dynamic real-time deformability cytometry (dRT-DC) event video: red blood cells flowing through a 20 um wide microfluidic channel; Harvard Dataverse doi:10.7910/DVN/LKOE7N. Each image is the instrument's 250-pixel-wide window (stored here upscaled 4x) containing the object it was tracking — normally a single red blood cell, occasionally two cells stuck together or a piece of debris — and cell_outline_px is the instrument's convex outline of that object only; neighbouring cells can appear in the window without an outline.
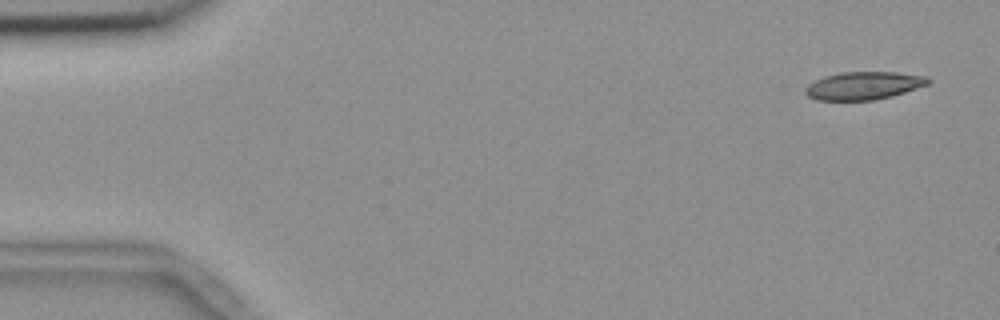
{"species": "common noctule bat (a hibernating species)", "species_latin": "Nyctalus noctula", "temperature_condition": "room temperature", "stored_images_in_passage": 5, "camera_frame_rate_fps": 3000, "um_per_image_px": 0.085, "animal": {"sex": "female", "body_mass_g": 18.4}, "frame": {"image": 1, "passage_image": 1, "time_ms": 0.0, "image_size_px": [1000, 320], "cell_outline_px": [[932, 80], [928, 84], [892, 96], [876, 100], [816, 100], [808, 96], [804, 92], [804, 88], [808, 84], [824, 76], [840, 72], [896, 72], [928, 76]], "centroid_in_image_um": [73.41, 7.27], "position_along_channel_um": 11.6, "area_um2": 20.06}}
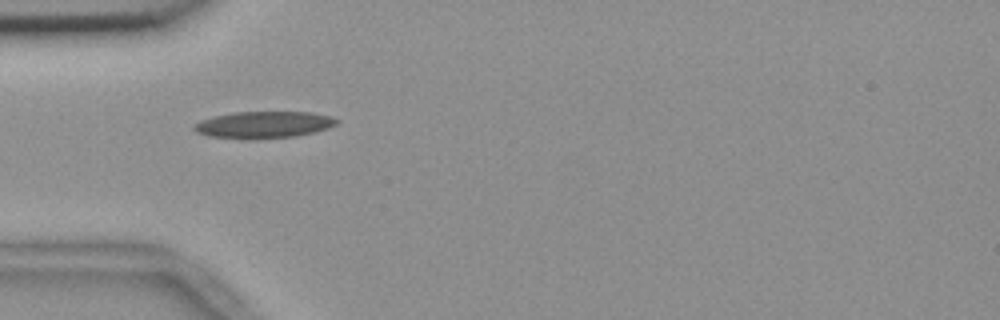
{"frame": {"image": 2, "passage_image": 5, "time_ms": 1.333, "image_size_px": [1000, 320], "cell_outline_px": [[340, 120], [336, 124], [328, 128], [316, 132], [296, 136], [256, 140], [208, 136], [196, 132], [192, 128], [192, 124], [200, 120], [212, 116], [232, 112], [312, 112], [332, 116]], "centroid_in_image_um": [22.4, 10.61], "position_along_channel_um": 62.6, "area_um2": 22.77}}